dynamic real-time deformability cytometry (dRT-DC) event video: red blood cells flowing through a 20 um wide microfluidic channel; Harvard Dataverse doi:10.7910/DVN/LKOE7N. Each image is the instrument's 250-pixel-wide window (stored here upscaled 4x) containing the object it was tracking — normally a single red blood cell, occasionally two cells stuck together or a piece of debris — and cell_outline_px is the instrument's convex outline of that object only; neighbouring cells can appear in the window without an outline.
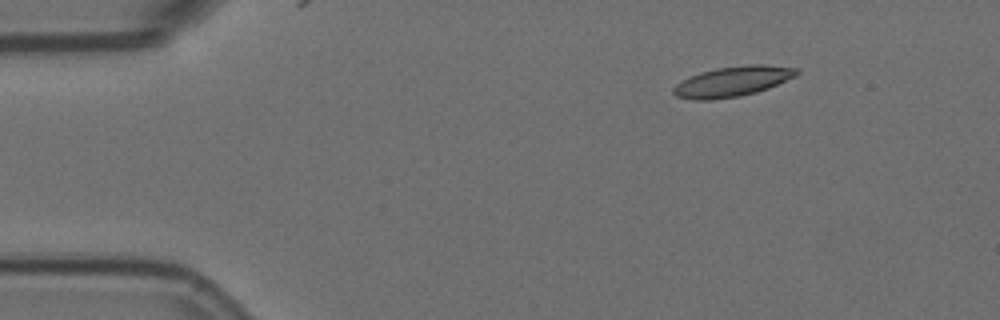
{"species": "Egyptian fruit bat (a non-hibernating species)", "species_latin": "Rousettus aegyptiacus", "temperature_condition": "room temperature", "stored_images_in_passage": 9, "camera_frame_rate_fps": 3000, "um_per_image_px": 0.085, "animal": {"sex": "female"}, "frame": {"image": 1, "passage_image": 1, "time_ms": 0.0, "image_size_px": [1000, 320], "cell_outline_px": [[800, 72], [796, 76], [768, 88], [756, 92], [740, 96], [712, 100], [692, 100], [676, 96], [672, 92], [672, 88], [680, 80], [688, 76], [700, 72], [716, 68], [748, 64], [764, 64], [800, 68]], "centroid_in_image_um": [62.25, 6.92], "position_along_channel_um": 22.7, "area_um2": 22.02}}
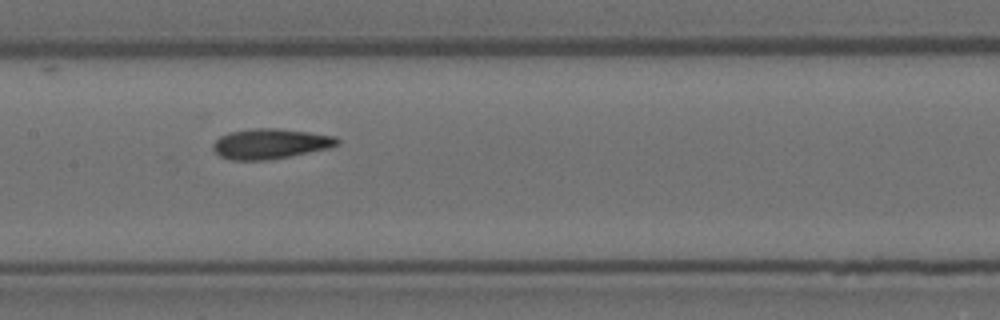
{"frame": {"image": 2, "passage_image": 6, "time_ms": 1.667, "image_size_px": [1000, 320], "cell_outline_px": [[340, 144], [332, 148], [288, 156], [264, 160], [232, 160], [220, 156], [212, 148], [212, 144], [220, 136], [228, 132], [252, 128], [276, 128], [308, 132], [336, 136], [340, 140]], "centroid_in_image_um": [22.99, 12.21], "position_along_channel_um": 184.4, "area_um2": 21.91}}
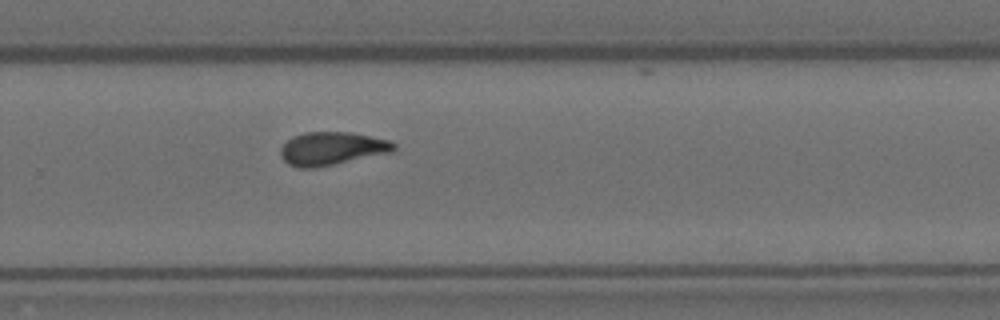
{"frame": {"image": 3, "passage_image": 9, "time_ms": 2.667, "image_size_px": [1000, 320], "cell_outline_px": [[396, 148], [392, 152], [316, 168], [296, 168], [288, 164], [280, 156], [280, 148], [292, 136], [304, 132], [352, 132], [388, 140], [396, 144]], "centroid_in_image_um": [28.18, 12.63], "position_along_channel_um": 301.6, "area_um2": 22.02}}